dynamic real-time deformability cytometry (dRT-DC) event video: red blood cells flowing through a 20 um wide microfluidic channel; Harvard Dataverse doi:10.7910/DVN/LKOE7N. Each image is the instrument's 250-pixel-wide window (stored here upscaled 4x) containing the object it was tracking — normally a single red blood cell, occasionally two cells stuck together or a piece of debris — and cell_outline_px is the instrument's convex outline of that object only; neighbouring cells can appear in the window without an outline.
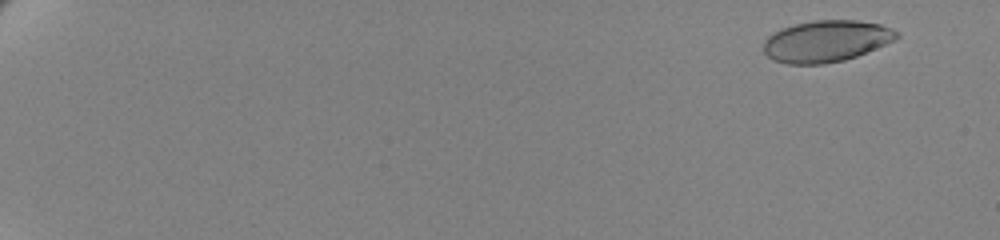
{"species": "human", "species_latin": "Homo sapiens", "temperature_condition": "cold", "stored_images_in_passage": 63, "camera_frame_rate_fps": 3000, "um_per_image_px": 0.085, "donor": {"sex": "female"}, "frame": {"image": 1, "passage_image": 5, "time_ms": 1.333, "image_size_px": [1000, 240], "cell_outline_px": [[900, 36], [876, 48], [856, 56], [844, 60], [824, 64], [788, 64], [772, 60], [764, 52], [764, 40], [768, 36], [784, 28], [796, 24], [812, 20], [856, 20], [880, 24], [900, 32]], "centroid_in_image_um": [70.22, 3.5], "position_along_channel_um": 14.8, "area_um2": 32.02}}
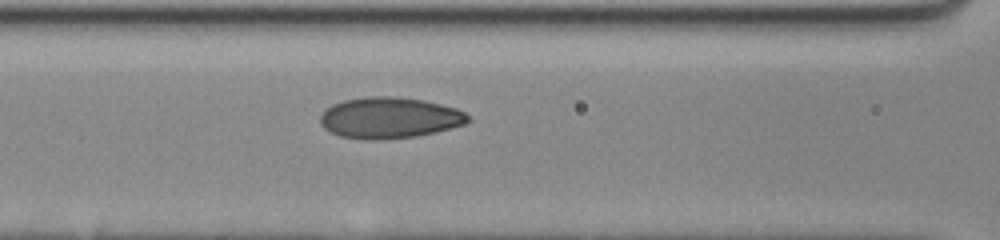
{"frame": {"image": 2, "passage_image": 32, "time_ms": 10.333, "image_size_px": [1000, 240], "cell_outline_px": [[468, 120], [464, 124], [436, 132], [416, 136], [380, 140], [364, 140], [340, 136], [324, 128], [320, 124], [320, 116], [324, 108], [332, 104], [344, 100], [368, 96], [396, 96], [424, 100], [456, 108], [464, 112], [468, 116]], "centroid_in_image_um": [33.06, 10.01], "position_along_channel_um": 133.5, "area_um2": 35.55}}
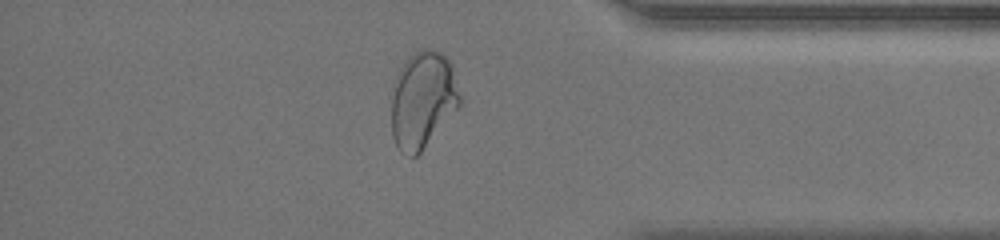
{"frame": {"image": 3, "passage_image": 56, "time_ms": 18.333, "image_size_px": [1000, 240], "cell_outline_px": [[460, 104], [420, 152], [416, 156], [412, 156], [400, 152], [392, 136], [392, 96], [396, 76], [400, 68], [416, 52], [424, 48], [440, 52], [448, 60], [452, 68], [460, 96]], "centroid_in_image_um": [35.91, 8.5], "position_along_channel_um": 399.3, "area_um2": 37.63}, "authors_computed_cell_mechanics": {"area_um2": 33.9286, "velocity_mm_per_s": 3.4447, "shape_relaxation_time_tau1_ms": 6.6739, "shape_relaxation_time_tau2_ms": null, "deformation_change_tau1": 0.1738, "deformation_change_tau2": null}}